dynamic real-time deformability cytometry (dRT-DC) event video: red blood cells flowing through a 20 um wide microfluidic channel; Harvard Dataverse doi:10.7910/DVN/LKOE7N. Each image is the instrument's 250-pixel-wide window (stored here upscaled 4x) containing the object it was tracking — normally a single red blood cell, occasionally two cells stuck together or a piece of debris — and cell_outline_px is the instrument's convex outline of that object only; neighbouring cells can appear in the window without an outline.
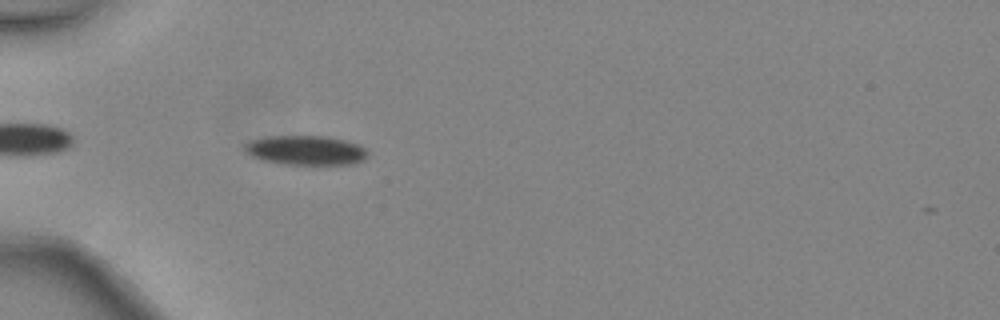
{"species": "common noctule bat (a hibernating species)", "species_latin": "Nyctalus noctula", "temperature_condition": "warm", "stored_images_in_passage": 4, "camera_frame_rate_fps": 3000, "um_per_image_px": 0.085, "animal": {"sex": "female", "body_mass_g": 24.6, "forearm_length_mm": 56.2}, "frame": {"image": 1, "passage_image": 4, "time_ms": 1.0, "image_size_px": [1000, 320], "cell_outline_px": [[368, 156], [352, 164], [284, 164], [264, 160], [252, 156], [244, 148], [244, 144], [252, 140], [264, 136], [328, 136], [360, 144], [368, 152]], "centroid_in_image_um": [26.0, 12.76], "position_along_channel_um": 59.0, "area_um2": 20.98}}